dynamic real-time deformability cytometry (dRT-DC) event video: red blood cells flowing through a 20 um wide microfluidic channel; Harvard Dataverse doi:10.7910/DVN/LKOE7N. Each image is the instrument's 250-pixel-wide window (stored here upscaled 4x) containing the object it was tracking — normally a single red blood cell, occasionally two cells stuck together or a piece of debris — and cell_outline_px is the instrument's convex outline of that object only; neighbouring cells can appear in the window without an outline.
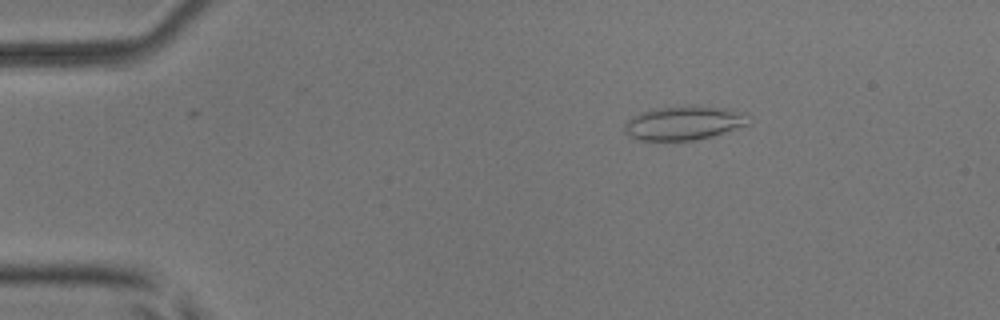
{"species": "common noctule bat (a hibernating species)", "species_latin": "Nyctalus noctula", "temperature_condition": "room temperature", "stored_images_in_passage": 5, "camera_frame_rate_fps": 3000, "um_per_image_px": 0.085, "animal": {"sex": "male", "body_mass_g": 17.9, "forearm_length_mm": 54.2}, "frame": {"image": 1, "passage_image": 3, "time_ms": 0.667, "image_size_px": [1000, 320], "cell_outline_px": [[752, 124], [716, 136], [696, 140], [640, 140], [628, 136], [624, 132], [624, 124], [628, 120], [640, 112], [652, 108], [688, 104], [696, 104], [728, 108], [744, 112], [752, 120]], "centroid_in_image_um": [58.21, 10.43], "position_along_channel_um": 26.8, "area_um2": 25.61}}